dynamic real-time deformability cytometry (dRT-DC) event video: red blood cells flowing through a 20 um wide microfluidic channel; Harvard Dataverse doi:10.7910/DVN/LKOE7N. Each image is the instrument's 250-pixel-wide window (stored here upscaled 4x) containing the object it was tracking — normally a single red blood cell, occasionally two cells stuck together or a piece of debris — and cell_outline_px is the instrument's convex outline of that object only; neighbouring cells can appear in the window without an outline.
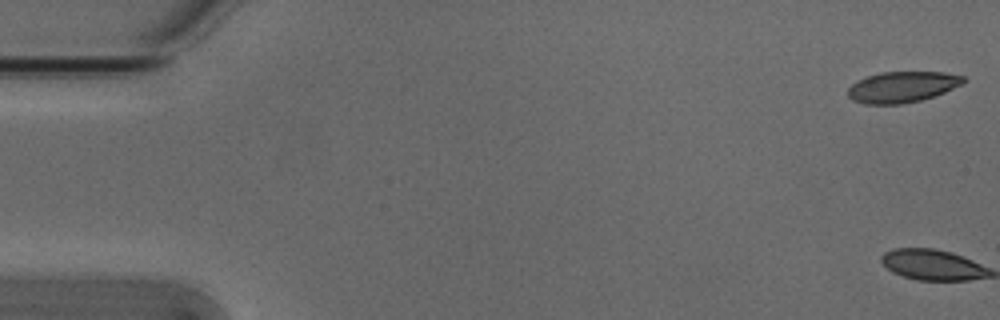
{"species": "Egyptian fruit bat (a non-hibernating species)", "species_latin": "Rousettus aegyptiacus", "temperature_condition": "cold", "stored_images_in_passage": 2, "camera_frame_rate_fps": 3000, "um_per_image_px": 0.085, "animal": {"sex": "male"}, "frame": {"image": 1, "passage_image": 1, "time_ms": 0.0, "image_size_px": [1000, 320], "cell_outline_px": [[964, 80], [960, 84], [944, 92], [920, 100], [900, 104], [864, 104], [852, 100], [848, 96], [848, 88], [856, 80], [880, 72], [944, 72], [964, 76]], "centroid_in_image_um": [76.63, 7.39], "position_along_channel_um": 8.4, "area_um2": 20.63}}